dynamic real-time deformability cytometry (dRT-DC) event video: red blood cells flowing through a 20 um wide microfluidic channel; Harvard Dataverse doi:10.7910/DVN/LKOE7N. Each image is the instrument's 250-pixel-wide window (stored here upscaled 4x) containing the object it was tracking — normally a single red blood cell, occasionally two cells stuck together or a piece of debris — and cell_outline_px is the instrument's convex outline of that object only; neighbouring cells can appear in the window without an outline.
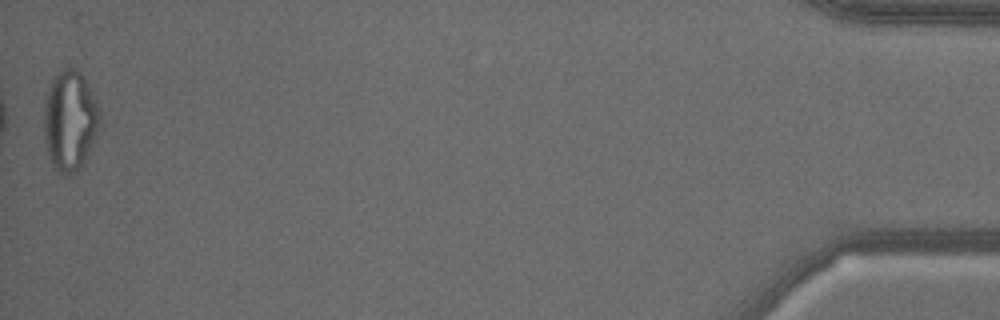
{"species": "common noctule bat (a hibernating species)", "species_latin": "Nyctalus noctula", "temperature_condition": "warm", "stored_images_in_passage": 40, "camera_frame_rate_fps": 3000, "um_per_image_px": 0.085, "animal": {"sex": "male", "body_mass_g": 18.8}, "frame": {"image": 1, "passage_image": 40, "time_ms": 13.0, "image_size_px": [1000, 320], "cell_outline_px": [[100, 120], [88, 156], [68, 176], [64, 176], [52, 164], [48, 156], [44, 140], [44, 104], [48, 88], [52, 76], [68, 68], [76, 68], [84, 76], [92, 92], [100, 112]], "centroid_in_image_um": [5.92, 10.22], "position_along_channel_um": 429.3, "area_um2": 32.37}, "authors_computed_cell_mechanics": {"area_um2": 25.2586, "velocity_mm_per_s": 3.5411, "shape_relaxation_time_tau1_ms": null, "shape_relaxation_time_tau2_ms": 1.2618, "deformation_change_tau1": null, "deformation_change_tau2": 0.1043}}